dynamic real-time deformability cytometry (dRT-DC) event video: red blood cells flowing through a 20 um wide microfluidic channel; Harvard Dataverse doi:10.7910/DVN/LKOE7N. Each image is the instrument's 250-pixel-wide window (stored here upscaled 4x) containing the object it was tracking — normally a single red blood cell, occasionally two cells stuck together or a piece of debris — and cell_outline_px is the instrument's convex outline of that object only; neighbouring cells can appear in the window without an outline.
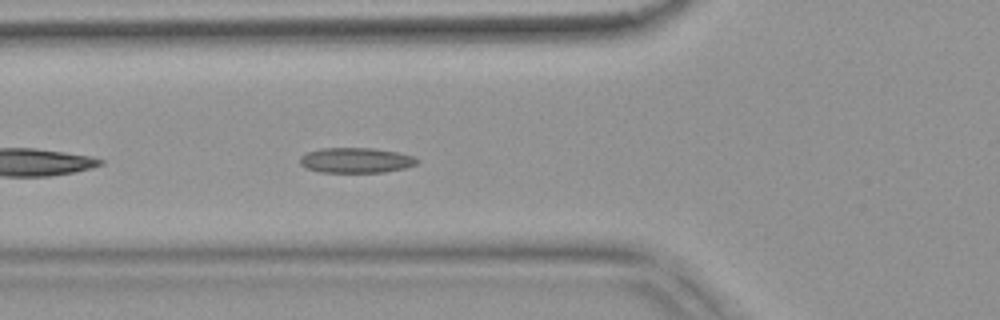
{"species": "common noctule bat (a hibernating species)", "species_latin": "Nyctalus noctula", "temperature_condition": "warm", "stored_images_in_passage": 32, "camera_frame_rate_fps": 3000, "um_per_image_px": 0.085, "animal": {"sex": "female", "body_mass_g": 18.4}, "frame": {"image": 1, "passage_image": 5, "time_ms": 1.333, "image_size_px": [1000, 320], "cell_outline_px": [[420, 160], [416, 164], [404, 168], [384, 172], [320, 172], [304, 168], [300, 164], [300, 156], [308, 152], [320, 148], [372, 148], [396, 152], [416, 156]], "centroid_in_image_um": [30.25, 13.62], "position_along_channel_um": 95.6, "area_um2": 17.28}, "authors_computed_cell_mechanics": {"area_um2": 16.5597, "velocity_mm_per_s": 3.763, "shape_relaxation_time_tau1_ms": 8.4682, "shape_relaxation_time_tau2_ms": 3.145, "deformation_change_tau1": 0.1402, "deformation_change_tau2": 0.0839}}